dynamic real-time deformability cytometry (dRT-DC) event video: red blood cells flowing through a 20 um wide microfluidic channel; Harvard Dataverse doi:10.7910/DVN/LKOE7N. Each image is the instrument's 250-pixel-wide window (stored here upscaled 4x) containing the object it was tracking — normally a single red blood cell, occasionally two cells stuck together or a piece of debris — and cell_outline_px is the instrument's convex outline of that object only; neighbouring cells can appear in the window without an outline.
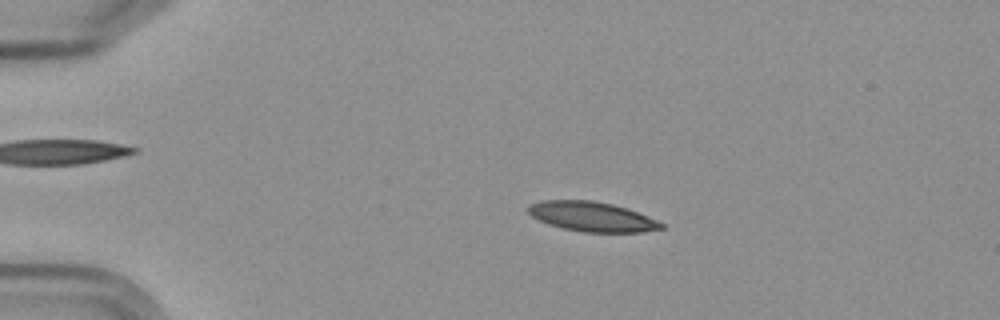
{"species": "Egyptian fruit bat (a non-hibernating species)", "species_latin": "Rousettus aegyptiacus", "temperature_condition": "cold", "stored_images_in_passage": 6, "camera_frame_rate_fps": 3000, "um_per_image_px": 0.085, "frame": {"image": 1, "passage_image": 3, "time_ms": 2.667, "image_size_px": [1000, 320], "cell_outline_px": [[664, 228], [640, 232], [584, 232], [564, 228], [548, 224], [532, 216], [528, 212], [528, 204], [544, 200], [592, 200], [612, 204], [628, 208], [656, 220], [664, 224]], "centroid_in_image_um": [50.31, 18.4], "position_along_channel_um": 34.7, "area_um2": 22.89}}
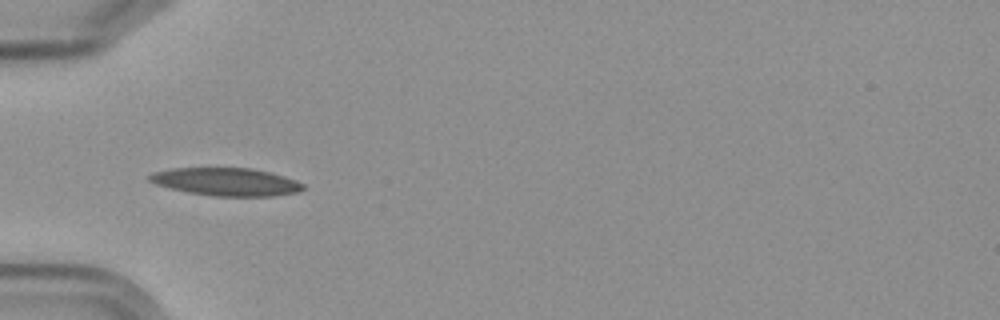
{"frame": {"image": 2, "passage_image": 5, "time_ms": 5.0, "image_size_px": [1000, 320], "cell_outline_px": [[304, 188], [296, 192], [272, 196], [212, 196], [188, 192], [156, 184], [148, 180], [148, 176], [152, 172], [172, 168], [252, 168], [272, 172], [296, 180], [304, 184]], "centroid_in_image_um": [19.23, 15.44], "position_along_channel_um": 65.8, "area_um2": 24.91}}
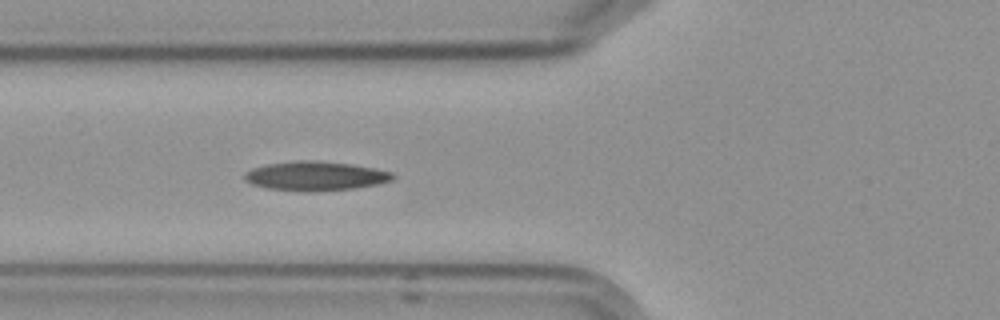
{"frame": {"image": 3, "passage_image": 6, "time_ms": 6.0, "image_size_px": [1000, 320], "cell_outline_px": [[396, 176], [392, 180], [376, 184], [356, 188], [304, 192], [268, 188], [252, 184], [244, 180], [244, 172], [252, 168], [264, 164], [296, 160], [316, 160], [352, 164], [392, 172]], "centroid_in_image_um": [26.77, 14.95], "position_along_channel_um": 99.0, "area_um2": 25.37}}